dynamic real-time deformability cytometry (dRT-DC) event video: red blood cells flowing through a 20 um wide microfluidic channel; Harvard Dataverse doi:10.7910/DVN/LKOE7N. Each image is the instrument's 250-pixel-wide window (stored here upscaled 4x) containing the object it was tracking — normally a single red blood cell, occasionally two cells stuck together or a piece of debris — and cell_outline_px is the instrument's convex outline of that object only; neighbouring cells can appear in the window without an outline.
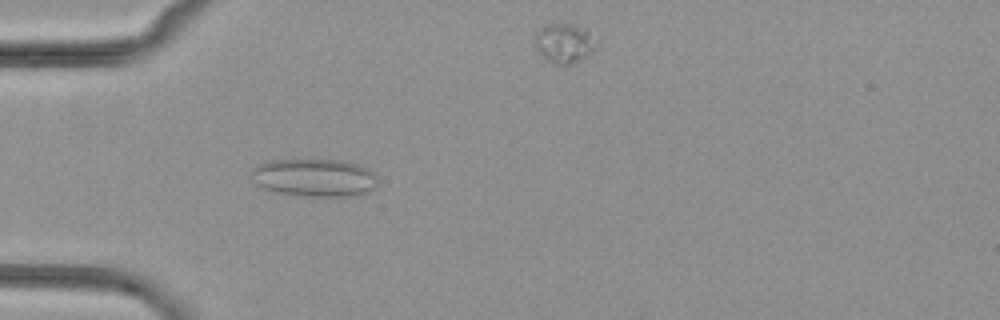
{"species": "common noctule bat (a hibernating species)", "species_latin": "Nyctalus noctula", "temperature_condition": "cold", "stored_images_in_passage": 54, "camera_frame_rate_fps": 3000, "um_per_image_px": 0.085, "animal": {"sex": "female", "body_mass_g": 29.2, "forearm_length_mm": 56.3}, "frame": {"image": 1, "passage_image": 16, "time_ms": 5.0, "image_size_px": [1000, 320], "cell_outline_px": [[376, 184], [368, 192], [352, 196], [304, 196], [280, 192], [260, 188], [256, 184], [252, 172], [252, 168], [268, 160], [340, 160], [356, 164], [372, 172], [376, 176]], "centroid_in_image_um": [26.7, 15.1], "position_along_channel_um": 58.3, "area_um2": 27.51}}
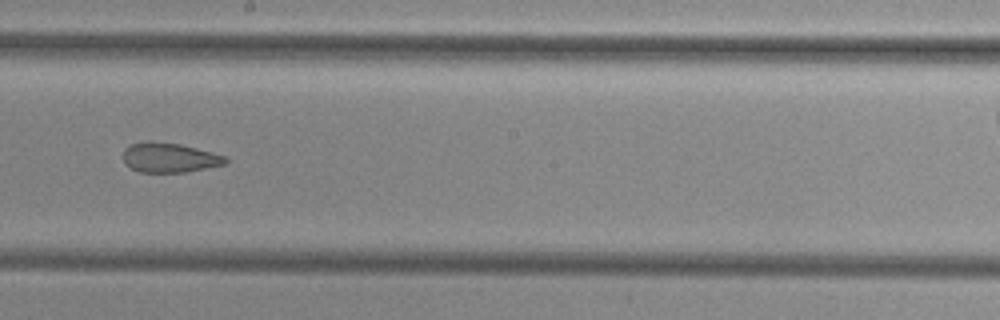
{"frame": {"image": 2, "passage_image": 30, "time_ms": 9.667, "image_size_px": [1000, 320], "cell_outline_px": [[228, 160], [224, 164], [184, 172], [140, 172], [124, 164], [124, 148], [132, 144], [148, 140], [180, 144], [212, 152], [224, 156]], "centroid_in_image_um": [14.36, 13.39], "position_along_channel_um": 233.8, "area_um2": 17.51}}
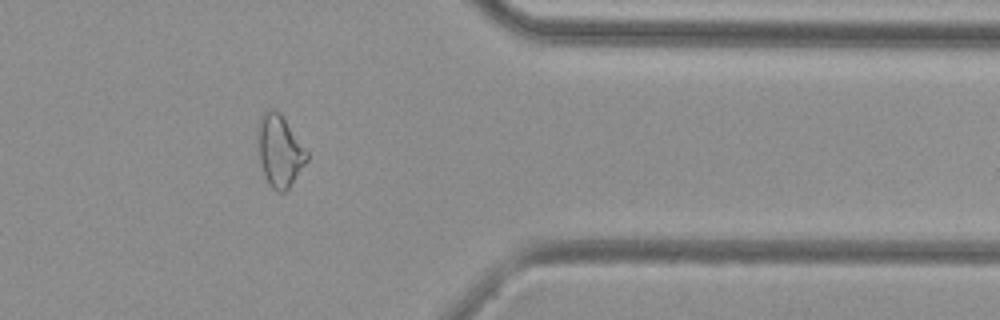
{"frame": {"image": 3, "passage_image": 43, "time_ms": 14.0, "image_size_px": [1000, 320], "cell_outline_px": [[308, 160], [288, 188], [284, 192], [276, 192], [272, 188], [264, 172], [260, 160], [256, 132], [256, 128], [264, 112], [268, 108], [272, 108], [280, 112], [308, 152]], "centroid_in_image_um": [23.76, 12.78], "position_along_channel_um": 387.6, "area_um2": 20.35}}